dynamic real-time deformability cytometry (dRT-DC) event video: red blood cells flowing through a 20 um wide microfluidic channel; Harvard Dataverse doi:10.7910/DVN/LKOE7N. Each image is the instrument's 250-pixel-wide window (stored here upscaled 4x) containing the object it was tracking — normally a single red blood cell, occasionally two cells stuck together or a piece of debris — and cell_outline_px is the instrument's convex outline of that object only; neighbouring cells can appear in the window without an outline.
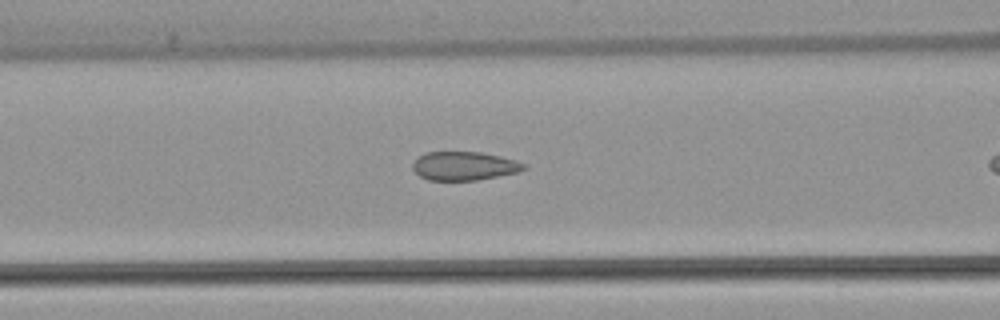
{"species": "common noctule bat (a hibernating species)", "species_latin": "Nyctalus noctula", "temperature_condition": "warm", "stored_images_in_passage": 29, "camera_frame_rate_fps": 3000, "um_per_image_px": 0.085, "animal": {"sex": "female", "body_mass_g": 22.7, "forearm_length_mm": 54.2}, "frame": {"image": 1, "passage_image": 9, "time_ms": 2.667, "image_size_px": [1000, 320], "cell_outline_px": [[528, 168], [520, 172], [476, 180], [428, 180], [420, 176], [412, 168], [412, 164], [424, 152], [480, 152], [500, 156], [516, 160], [528, 164]], "centroid_in_image_um": [39.51, 14.1], "position_along_channel_um": 127.1, "area_um2": 18.67}}
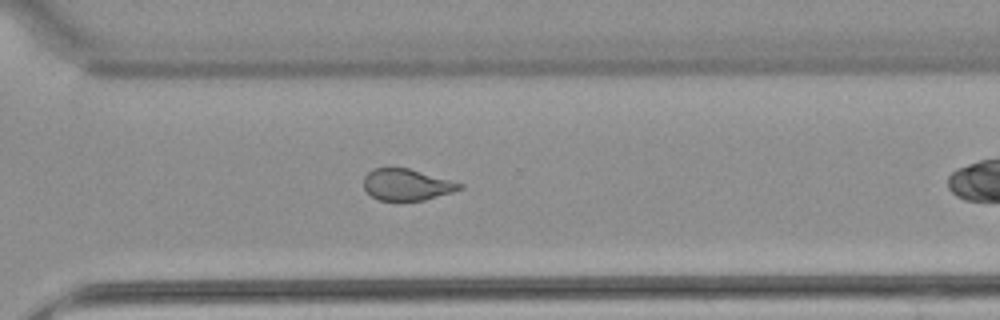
{"frame": {"image": 2, "passage_image": 25, "time_ms": 8.0, "image_size_px": [1000, 320], "cell_outline_px": [[464, 188], [452, 192], [424, 200], [380, 200], [372, 196], [364, 188], [364, 176], [372, 168], [408, 168], [464, 184]], "centroid_in_image_um": [34.57, 15.69], "position_along_channel_um": 336.0, "area_um2": 17.4}}